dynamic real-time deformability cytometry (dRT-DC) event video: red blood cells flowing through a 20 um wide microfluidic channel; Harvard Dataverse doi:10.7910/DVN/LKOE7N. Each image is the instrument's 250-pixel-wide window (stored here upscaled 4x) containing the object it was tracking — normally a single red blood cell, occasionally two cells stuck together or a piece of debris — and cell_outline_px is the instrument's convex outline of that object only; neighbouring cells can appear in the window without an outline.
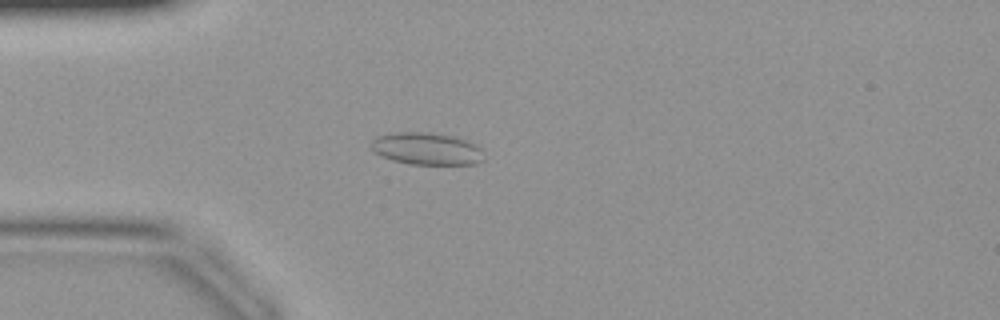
{"species": "common noctule bat (a hibernating species)", "species_latin": "Nyctalus noctula", "temperature_condition": "warm", "stored_images_in_passage": 35, "camera_frame_rate_fps": 3000, "um_per_image_px": 0.085, "animal": {"sex": "female", "body_mass_g": 19.9}, "frame": {"image": 1, "passage_image": 4, "time_ms": 1.0, "image_size_px": [1000, 320], "cell_outline_px": [[484, 160], [476, 164], [408, 164], [392, 160], [380, 156], [372, 148], [372, 140], [376, 136], [392, 132], [428, 132], [452, 136], [468, 140], [476, 144], [480, 148]], "centroid_in_image_um": [36.26, 12.64], "position_along_channel_um": 48.7, "area_um2": 21.27}}
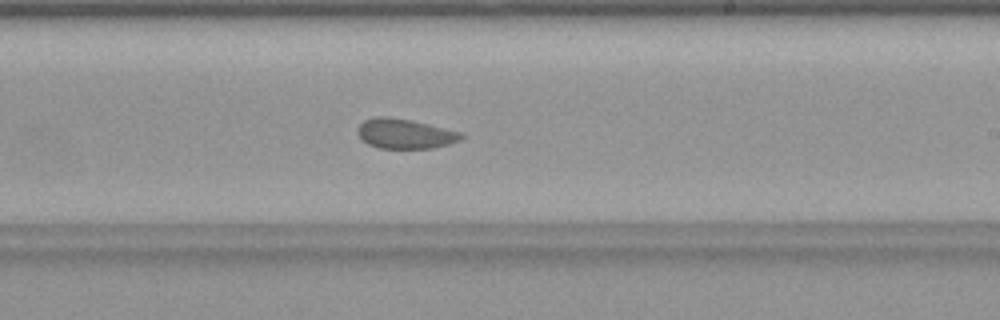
{"frame": {"image": 2, "passage_image": 18, "time_ms": 5.667, "image_size_px": [1000, 320], "cell_outline_px": [[464, 136], [460, 140], [448, 144], [432, 148], [380, 148], [368, 144], [356, 132], [360, 124], [364, 120], [376, 116], [384, 116], [412, 120], [464, 132]], "centroid_in_image_um": [34.45, 11.35], "position_along_channel_um": 254.5, "area_um2": 18.03}}
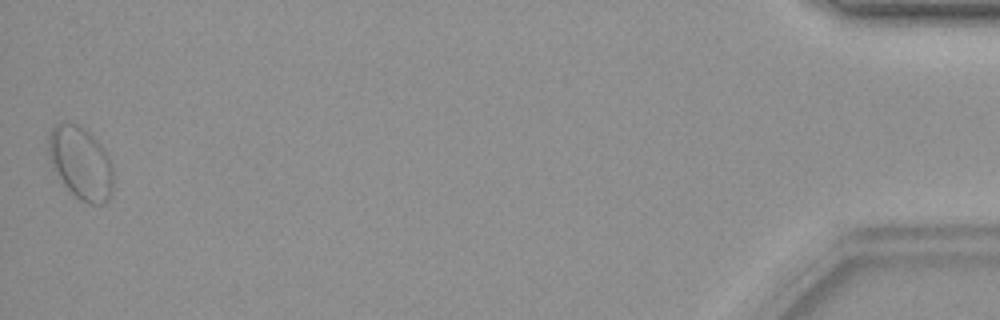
{"frame": {"image": 3, "passage_image": 35, "time_ms": 11.333, "image_size_px": [1000, 320], "cell_outline_px": [[112, 188], [108, 200], [104, 204], [88, 204], [80, 200], [64, 184], [52, 168], [48, 152], [48, 136], [52, 128], [56, 124], [64, 120], [68, 120], [84, 128], [104, 148], [112, 164]], "centroid_in_image_um": [6.84, 13.82], "position_along_channel_um": 428.4, "area_um2": 27.51}}